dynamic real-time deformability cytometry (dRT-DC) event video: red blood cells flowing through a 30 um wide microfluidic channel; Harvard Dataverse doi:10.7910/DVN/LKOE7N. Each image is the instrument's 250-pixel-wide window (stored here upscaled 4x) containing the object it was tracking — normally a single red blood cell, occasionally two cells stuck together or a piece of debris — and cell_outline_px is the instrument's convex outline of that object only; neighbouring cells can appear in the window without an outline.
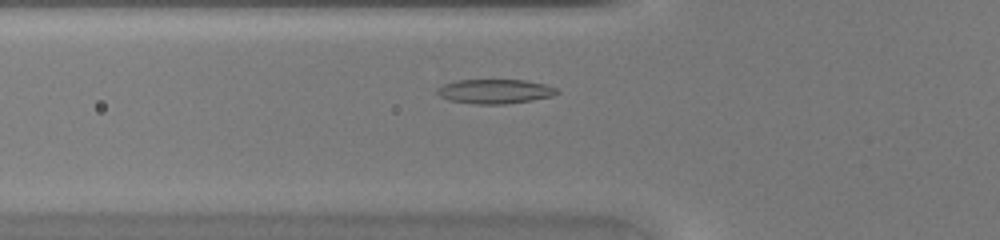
{"species": "common noctule bat (a hibernating species)", "species_latin": "Nyctalus noctula", "temperature_condition": "warm", "stored_images_in_passage": 38, "camera_frame_rate_fps": 3000, "um_per_image_px": 0.085, "animal": {"sex": "female", "body_mass_g": 20.0, "forearm_length_mm": 54.0}, "frame": {"image": 1, "passage_image": 8, "time_ms": 2.333, "image_size_px": [1000, 240], "cell_outline_px": [[560, 92], [552, 96], [532, 100], [504, 104], [476, 104], [448, 100], [440, 96], [436, 92], [436, 88], [444, 84], [456, 80], [524, 80], [544, 84], [556, 88]], "centroid_in_image_um": [42.04, 7.77], "position_along_channel_um": 83.8, "area_um2": 16.99}}
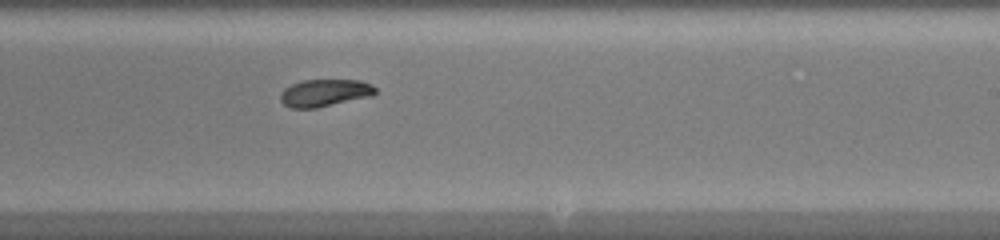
{"frame": {"image": 2, "passage_image": 20, "time_ms": 6.333, "image_size_px": [1000, 240], "cell_outline_px": [[376, 92], [372, 96], [316, 108], [288, 108], [280, 100], [280, 92], [284, 88], [300, 80], [360, 80], [372, 84], [376, 88]], "centroid_in_image_um": [27.58, 7.89], "position_along_channel_um": 261.4, "area_um2": 15.26}}
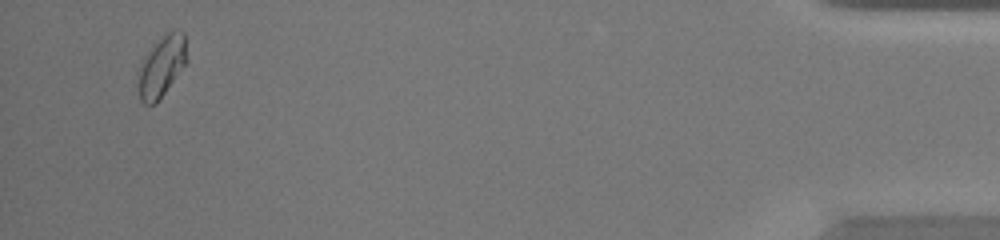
{"frame": {"image": 3, "passage_image": 36, "time_ms": 11.667, "image_size_px": [1000, 240], "cell_outline_px": [[188, 60], [156, 104], [144, 104], [140, 100], [136, 88], [136, 84], [140, 64], [152, 48], [168, 32], [180, 28], [184, 32]], "centroid_in_image_um": [13.73, 5.67], "position_along_channel_um": 421.5, "area_um2": 17.22}}